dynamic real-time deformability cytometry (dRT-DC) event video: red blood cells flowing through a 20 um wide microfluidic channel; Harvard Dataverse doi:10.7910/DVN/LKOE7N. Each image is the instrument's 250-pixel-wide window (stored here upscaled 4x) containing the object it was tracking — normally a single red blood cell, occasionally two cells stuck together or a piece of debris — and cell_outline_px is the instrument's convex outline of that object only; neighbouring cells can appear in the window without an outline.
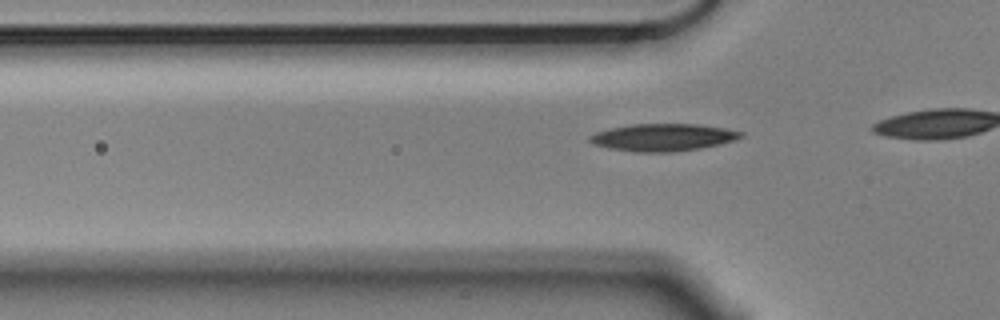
{"species": "Egyptian fruit bat (a non-hibernating species)", "species_latin": "Rousettus aegyptiacus", "temperature_condition": "cold", "stored_images_in_passage": 17, "camera_frame_rate_fps": 3000, "um_per_image_px": 0.085, "animal": {"sex": "male"}, "frame": {"image": 1, "passage_image": 14, "time_ms": 4.333, "image_size_px": [1000, 320], "cell_outline_px": [[744, 136], [736, 140], [720, 144], [700, 148], [676, 152], [636, 152], [608, 148], [592, 144], [588, 140], [588, 136], [596, 132], [612, 128], [632, 124], [696, 124], [724, 128], [744, 132]], "centroid_in_image_um": [56.36, 11.68], "position_along_channel_um": 69.4, "area_um2": 24.16}}